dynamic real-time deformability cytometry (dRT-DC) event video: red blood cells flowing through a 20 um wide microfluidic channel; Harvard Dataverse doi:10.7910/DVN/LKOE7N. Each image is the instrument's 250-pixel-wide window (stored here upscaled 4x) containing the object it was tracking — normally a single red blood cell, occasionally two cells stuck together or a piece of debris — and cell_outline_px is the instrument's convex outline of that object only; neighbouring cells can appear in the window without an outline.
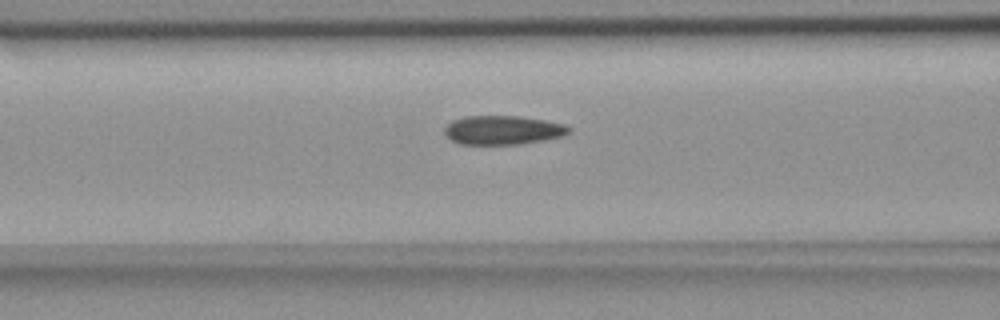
{"species": "common noctule bat (a hibernating species)", "species_latin": "Nyctalus noctula", "temperature_condition": "room temperature", "stored_images_in_passage": 32, "camera_frame_rate_fps": 3000, "um_per_image_px": 0.085, "animal": {"sex": "female", "body_mass_g": 18.4}, "frame": {"image": 1, "passage_image": 5, "time_ms": 1.333, "image_size_px": [1000, 320], "cell_outline_px": [[572, 132], [564, 136], [544, 140], [520, 144], [460, 144], [452, 140], [444, 132], [444, 128], [452, 120], [464, 116], [520, 116], [544, 120], [564, 124], [572, 128]], "centroid_in_image_um": [42.78, 11.05], "position_along_channel_um": 123.8, "area_um2": 21.1}}
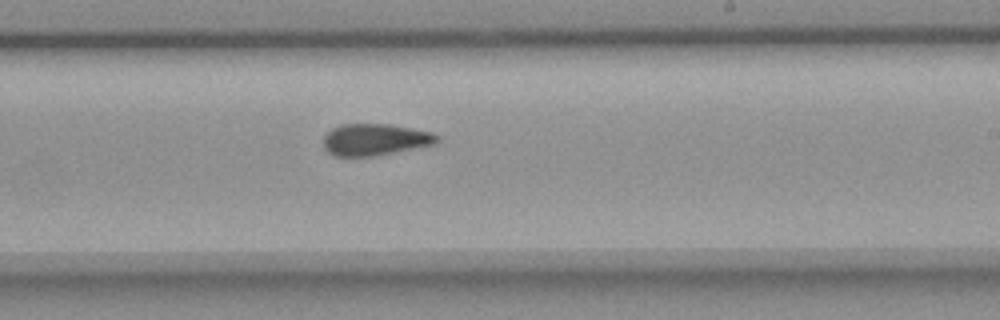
{"frame": {"image": 2, "passage_image": 16, "time_ms": 5.0, "image_size_px": [1000, 320], "cell_outline_px": [[440, 140], [436, 144], [376, 156], [336, 156], [328, 152], [324, 148], [324, 136], [332, 128], [340, 124], [388, 124], [432, 132], [440, 136]], "centroid_in_image_um": [31.9, 11.87], "position_along_channel_um": 257.1, "area_um2": 21.1}}
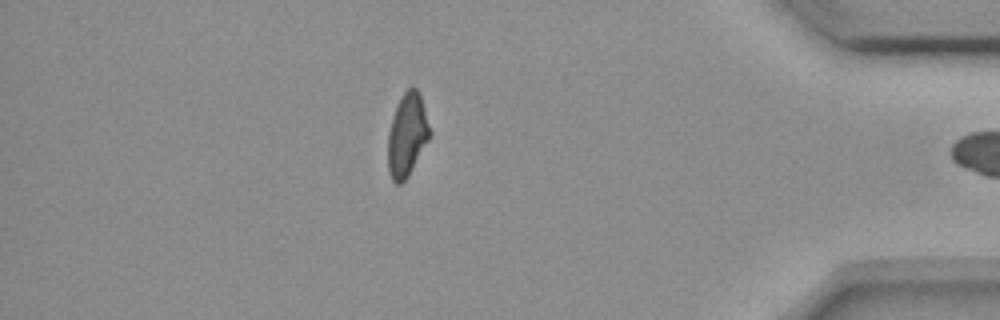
{"frame": {"image": 3, "passage_image": 31, "time_ms": 10.0, "image_size_px": [1000, 320], "cell_outline_px": [[432, 136], [408, 176], [400, 184], [396, 184], [392, 180], [388, 172], [388, 132], [396, 108], [404, 92], [408, 88], [416, 88], [420, 96], [432, 132]], "centroid_in_image_um": [34.62, 11.52], "position_along_channel_um": 400.6, "area_um2": 20.17}}